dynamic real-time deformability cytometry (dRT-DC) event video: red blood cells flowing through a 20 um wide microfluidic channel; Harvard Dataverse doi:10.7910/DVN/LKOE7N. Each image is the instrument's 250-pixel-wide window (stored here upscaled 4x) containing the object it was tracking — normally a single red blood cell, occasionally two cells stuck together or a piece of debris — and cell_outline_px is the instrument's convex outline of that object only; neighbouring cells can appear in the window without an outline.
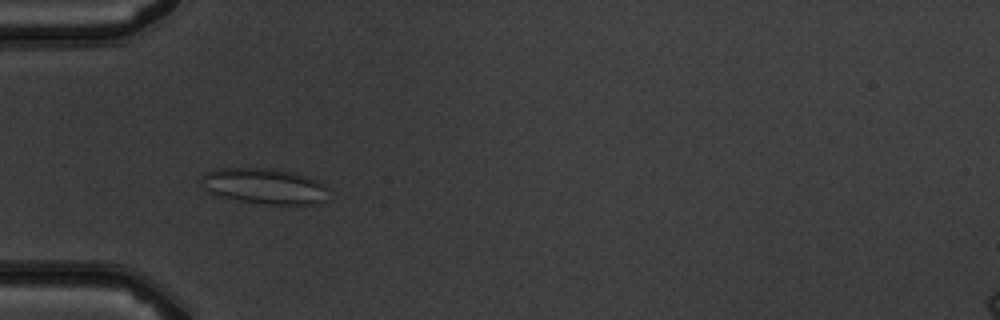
{"species": "common noctule bat (a hibernating species)", "species_latin": "Nyctalus noctula", "temperature_condition": "warm", "stored_images_in_passage": 5, "camera_frame_rate_fps": 3000, "um_per_image_px": 0.085, "animal": {"sex": "male", "body_mass_g": 19.5, "forearm_length_mm": 54.6}, "frame": {"image": 1, "passage_image": 4, "time_ms": 3.333, "image_size_px": [1000, 320], "cell_outline_px": [[328, 188], [324, 200], [312, 204], [268, 204], [240, 200], [208, 192], [204, 188], [200, 180], [204, 172], [216, 168], [268, 168], [292, 172], [316, 180], [324, 184]], "centroid_in_image_um": [22.43, 15.8], "position_along_channel_um": 62.6, "area_um2": 26.13}}
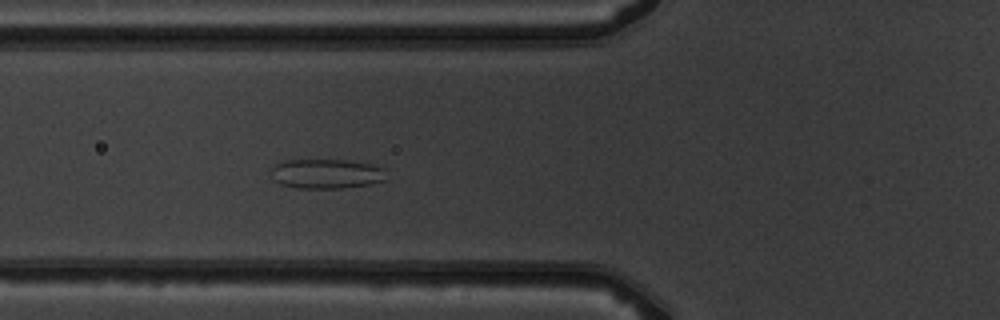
{"frame": {"image": 2, "passage_image": 5, "time_ms": 4.333, "image_size_px": [1000, 320], "cell_outline_px": [[388, 180], [372, 184], [340, 188], [296, 188], [280, 184], [276, 180], [272, 168], [276, 164], [284, 160], [344, 160], [372, 164], [384, 168]], "centroid_in_image_um": [27.82, 14.77], "position_along_channel_um": 98.0, "area_um2": 19.88}}